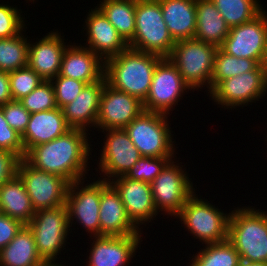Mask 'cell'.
<instances>
[{"mask_svg":"<svg viewBox=\"0 0 267 266\" xmlns=\"http://www.w3.org/2000/svg\"><path fill=\"white\" fill-rule=\"evenodd\" d=\"M260 65L262 66V69L267 79V39H266V45H265V50H264V56H263V59Z\"/></svg>","mask_w":267,"mask_h":266,"instance_id":"cell-44","label":"cell"},{"mask_svg":"<svg viewBox=\"0 0 267 266\" xmlns=\"http://www.w3.org/2000/svg\"><path fill=\"white\" fill-rule=\"evenodd\" d=\"M23 226L20 221L7 215L0 216V250L10 243Z\"/></svg>","mask_w":267,"mask_h":266,"instance_id":"cell-42","label":"cell"},{"mask_svg":"<svg viewBox=\"0 0 267 266\" xmlns=\"http://www.w3.org/2000/svg\"><path fill=\"white\" fill-rule=\"evenodd\" d=\"M140 237L141 235L96 236L90 248L88 266H127L142 242Z\"/></svg>","mask_w":267,"mask_h":266,"instance_id":"cell-20","label":"cell"},{"mask_svg":"<svg viewBox=\"0 0 267 266\" xmlns=\"http://www.w3.org/2000/svg\"><path fill=\"white\" fill-rule=\"evenodd\" d=\"M69 130L71 128L66 122L63 111L58 107L31 113L26 130L21 135L25 155L32 147L54 140Z\"/></svg>","mask_w":267,"mask_h":266,"instance_id":"cell-23","label":"cell"},{"mask_svg":"<svg viewBox=\"0 0 267 266\" xmlns=\"http://www.w3.org/2000/svg\"><path fill=\"white\" fill-rule=\"evenodd\" d=\"M238 208L230 213L228 241L247 262H267V213Z\"/></svg>","mask_w":267,"mask_h":266,"instance_id":"cell-3","label":"cell"},{"mask_svg":"<svg viewBox=\"0 0 267 266\" xmlns=\"http://www.w3.org/2000/svg\"><path fill=\"white\" fill-rule=\"evenodd\" d=\"M100 236L122 237L141 235L127 216L124 204L115 187L101 180V199L99 206ZM140 233V234H139Z\"/></svg>","mask_w":267,"mask_h":266,"instance_id":"cell-17","label":"cell"},{"mask_svg":"<svg viewBox=\"0 0 267 266\" xmlns=\"http://www.w3.org/2000/svg\"><path fill=\"white\" fill-rule=\"evenodd\" d=\"M162 57L128 47L119 55L105 61L106 83L118 91L146 99L154 69Z\"/></svg>","mask_w":267,"mask_h":266,"instance_id":"cell-2","label":"cell"},{"mask_svg":"<svg viewBox=\"0 0 267 266\" xmlns=\"http://www.w3.org/2000/svg\"><path fill=\"white\" fill-rule=\"evenodd\" d=\"M218 47L196 39L176 41L169 60L190 89L207 85L211 91L214 58Z\"/></svg>","mask_w":267,"mask_h":266,"instance_id":"cell-5","label":"cell"},{"mask_svg":"<svg viewBox=\"0 0 267 266\" xmlns=\"http://www.w3.org/2000/svg\"><path fill=\"white\" fill-rule=\"evenodd\" d=\"M144 111L143 102L126 92L118 91L107 83L103 86L96 128L124 129Z\"/></svg>","mask_w":267,"mask_h":266,"instance_id":"cell-15","label":"cell"},{"mask_svg":"<svg viewBox=\"0 0 267 266\" xmlns=\"http://www.w3.org/2000/svg\"><path fill=\"white\" fill-rule=\"evenodd\" d=\"M39 266H64V265L63 264L61 265V264L55 263V261H43Z\"/></svg>","mask_w":267,"mask_h":266,"instance_id":"cell-46","label":"cell"},{"mask_svg":"<svg viewBox=\"0 0 267 266\" xmlns=\"http://www.w3.org/2000/svg\"><path fill=\"white\" fill-rule=\"evenodd\" d=\"M110 183L118 191L127 216L139 228L140 223L151 221L158 214L152 197L151 184L120 176Z\"/></svg>","mask_w":267,"mask_h":266,"instance_id":"cell-18","label":"cell"},{"mask_svg":"<svg viewBox=\"0 0 267 266\" xmlns=\"http://www.w3.org/2000/svg\"><path fill=\"white\" fill-rule=\"evenodd\" d=\"M225 19L211 0H196V31L194 39L218 48L229 33Z\"/></svg>","mask_w":267,"mask_h":266,"instance_id":"cell-26","label":"cell"},{"mask_svg":"<svg viewBox=\"0 0 267 266\" xmlns=\"http://www.w3.org/2000/svg\"><path fill=\"white\" fill-rule=\"evenodd\" d=\"M105 83L104 77L100 81L86 84L75 100L62 108L71 129L88 131L86 127H96L100 98Z\"/></svg>","mask_w":267,"mask_h":266,"instance_id":"cell-24","label":"cell"},{"mask_svg":"<svg viewBox=\"0 0 267 266\" xmlns=\"http://www.w3.org/2000/svg\"><path fill=\"white\" fill-rule=\"evenodd\" d=\"M105 131H108V134L103 151L101 150L99 168L108 177L105 178L104 175L103 180L110 182L117 177L125 176L142 156L125 129Z\"/></svg>","mask_w":267,"mask_h":266,"instance_id":"cell-16","label":"cell"},{"mask_svg":"<svg viewBox=\"0 0 267 266\" xmlns=\"http://www.w3.org/2000/svg\"><path fill=\"white\" fill-rule=\"evenodd\" d=\"M50 81L54 88L57 107L60 109L75 100L86 85L85 82L80 80L59 75Z\"/></svg>","mask_w":267,"mask_h":266,"instance_id":"cell-37","label":"cell"},{"mask_svg":"<svg viewBox=\"0 0 267 266\" xmlns=\"http://www.w3.org/2000/svg\"><path fill=\"white\" fill-rule=\"evenodd\" d=\"M187 89L190 87L175 65L169 58H162L154 69L149 93L143 101L144 111L168 115Z\"/></svg>","mask_w":267,"mask_h":266,"instance_id":"cell-11","label":"cell"},{"mask_svg":"<svg viewBox=\"0 0 267 266\" xmlns=\"http://www.w3.org/2000/svg\"><path fill=\"white\" fill-rule=\"evenodd\" d=\"M104 71L105 62L88 47L70 45L63 53L59 76L90 84L102 80Z\"/></svg>","mask_w":267,"mask_h":266,"instance_id":"cell-22","label":"cell"},{"mask_svg":"<svg viewBox=\"0 0 267 266\" xmlns=\"http://www.w3.org/2000/svg\"><path fill=\"white\" fill-rule=\"evenodd\" d=\"M193 193L183 205L181 212L177 215L184 227L190 231L195 238L204 244L221 243L228 239V225L230 213L219 211L218 208L205 202Z\"/></svg>","mask_w":267,"mask_h":266,"instance_id":"cell-7","label":"cell"},{"mask_svg":"<svg viewBox=\"0 0 267 266\" xmlns=\"http://www.w3.org/2000/svg\"><path fill=\"white\" fill-rule=\"evenodd\" d=\"M266 39L267 14L262 11L251 21L230 28L220 48L234 57L256 60L261 64Z\"/></svg>","mask_w":267,"mask_h":266,"instance_id":"cell-13","label":"cell"},{"mask_svg":"<svg viewBox=\"0 0 267 266\" xmlns=\"http://www.w3.org/2000/svg\"><path fill=\"white\" fill-rule=\"evenodd\" d=\"M19 161L17 155L0 149V185L17 174Z\"/></svg>","mask_w":267,"mask_h":266,"instance_id":"cell-41","label":"cell"},{"mask_svg":"<svg viewBox=\"0 0 267 266\" xmlns=\"http://www.w3.org/2000/svg\"><path fill=\"white\" fill-rule=\"evenodd\" d=\"M1 215H3V213H2V209H1V207H0V216H1Z\"/></svg>","mask_w":267,"mask_h":266,"instance_id":"cell-47","label":"cell"},{"mask_svg":"<svg viewBox=\"0 0 267 266\" xmlns=\"http://www.w3.org/2000/svg\"><path fill=\"white\" fill-rule=\"evenodd\" d=\"M267 93V79L262 66L219 82L211 91L210 96L218 105L236 108L254 102Z\"/></svg>","mask_w":267,"mask_h":266,"instance_id":"cell-12","label":"cell"},{"mask_svg":"<svg viewBox=\"0 0 267 266\" xmlns=\"http://www.w3.org/2000/svg\"><path fill=\"white\" fill-rule=\"evenodd\" d=\"M0 207L4 215L24 225H28L32 220L35 210L24 183L17 174L0 185Z\"/></svg>","mask_w":267,"mask_h":266,"instance_id":"cell-27","label":"cell"},{"mask_svg":"<svg viewBox=\"0 0 267 266\" xmlns=\"http://www.w3.org/2000/svg\"><path fill=\"white\" fill-rule=\"evenodd\" d=\"M67 47L59 33L49 32L38 42H29L27 65L44 81H50L59 75L63 53Z\"/></svg>","mask_w":267,"mask_h":266,"instance_id":"cell-21","label":"cell"},{"mask_svg":"<svg viewBox=\"0 0 267 266\" xmlns=\"http://www.w3.org/2000/svg\"><path fill=\"white\" fill-rule=\"evenodd\" d=\"M1 107L9 126L22 135L26 130L31 113L19 100H11Z\"/></svg>","mask_w":267,"mask_h":266,"instance_id":"cell-40","label":"cell"},{"mask_svg":"<svg viewBox=\"0 0 267 266\" xmlns=\"http://www.w3.org/2000/svg\"><path fill=\"white\" fill-rule=\"evenodd\" d=\"M239 266H267V262H247L241 260Z\"/></svg>","mask_w":267,"mask_h":266,"instance_id":"cell-45","label":"cell"},{"mask_svg":"<svg viewBox=\"0 0 267 266\" xmlns=\"http://www.w3.org/2000/svg\"><path fill=\"white\" fill-rule=\"evenodd\" d=\"M167 115L143 111L124 129L141 156L173 157L174 145Z\"/></svg>","mask_w":267,"mask_h":266,"instance_id":"cell-6","label":"cell"},{"mask_svg":"<svg viewBox=\"0 0 267 266\" xmlns=\"http://www.w3.org/2000/svg\"><path fill=\"white\" fill-rule=\"evenodd\" d=\"M33 233L36 249L43 261H55L70 231L66 204L35 211L27 225ZM69 230V231H68Z\"/></svg>","mask_w":267,"mask_h":266,"instance_id":"cell-8","label":"cell"},{"mask_svg":"<svg viewBox=\"0 0 267 266\" xmlns=\"http://www.w3.org/2000/svg\"><path fill=\"white\" fill-rule=\"evenodd\" d=\"M172 157H145L142 156L128 171L125 177L151 183L162 171Z\"/></svg>","mask_w":267,"mask_h":266,"instance_id":"cell-36","label":"cell"},{"mask_svg":"<svg viewBox=\"0 0 267 266\" xmlns=\"http://www.w3.org/2000/svg\"><path fill=\"white\" fill-rule=\"evenodd\" d=\"M260 64L256 60L237 58L225 53L220 47L214 58V68L211 78V90L221 81L255 70Z\"/></svg>","mask_w":267,"mask_h":266,"instance_id":"cell-30","label":"cell"},{"mask_svg":"<svg viewBox=\"0 0 267 266\" xmlns=\"http://www.w3.org/2000/svg\"><path fill=\"white\" fill-rule=\"evenodd\" d=\"M194 259V260H193ZM192 259L190 266H239L240 256L228 241L206 244Z\"/></svg>","mask_w":267,"mask_h":266,"instance_id":"cell-32","label":"cell"},{"mask_svg":"<svg viewBox=\"0 0 267 266\" xmlns=\"http://www.w3.org/2000/svg\"><path fill=\"white\" fill-rule=\"evenodd\" d=\"M9 75L10 93L13 100H20L32 92L44 80L28 65L11 71Z\"/></svg>","mask_w":267,"mask_h":266,"instance_id":"cell-34","label":"cell"},{"mask_svg":"<svg viewBox=\"0 0 267 266\" xmlns=\"http://www.w3.org/2000/svg\"><path fill=\"white\" fill-rule=\"evenodd\" d=\"M170 160L161 173L150 183L152 197L157 212L165 211L175 217L188 198L195 193L193 184L182 170V167Z\"/></svg>","mask_w":267,"mask_h":266,"instance_id":"cell-10","label":"cell"},{"mask_svg":"<svg viewBox=\"0 0 267 266\" xmlns=\"http://www.w3.org/2000/svg\"><path fill=\"white\" fill-rule=\"evenodd\" d=\"M85 21L87 46L104 62L125 51L129 46L105 15L96 7Z\"/></svg>","mask_w":267,"mask_h":266,"instance_id":"cell-19","label":"cell"},{"mask_svg":"<svg viewBox=\"0 0 267 266\" xmlns=\"http://www.w3.org/2000/svg\"><path fill=\"white\" fill-rule=\"evenodd\" d=\"M98 9L128 43L135 34V1L103 0Z\"/></svg>","mask_w":267,"mask_h":266,"instance_id":"cell-29","label":"cell"},{"mask_svg":"<svg viewBox=\"0 0 267 266\" xmlns=\"http://www.w3.org/2000/svg\"><path fill=\"white\" fill-rule=\"evenodd\" d=\"M23 21L17 7L0 4V39L11 38L22 32L25 25Z\"/></svg>","mask_w":267,"mask_h":266,"instance_id":"cell-38","label":"cell"},{"mask_svg":"<svg viewBox=\"0 0 267 266\" xmlns=\"http://www.w3.org/2000/svg\"><path fill=\"white\" fill-rule=\"evenodd\" d=\"M84 179L71 182L66 195L69 224L76 219L86 231L93 234V238L100 236L99 206L101 199V179L83 185ZM78 187V188H77ZM77 190V191H76ZM74 217V218H73Z\"/></svg>","mask_w":267,"mask_h":266,"instance_id":"cell-14","label":"cell"},{"mask_svg":"<svg viewBox=\"0 0 267 266\" xmlns=\"http://www.w3.org/2000/svg\"><path fill=\"white\" fill-rule=\"evenodd\" d=\"M175 43L163 19L160 2L135 1V34L128 46L134 50L168 58Z\"/></svg>","mask_w":267,"mask_h":266,"instance_id":"cell-4","label":"cell"},{"mask_svg":"<svg viewBox=\"0 0 267 266\" xmlns=\"http://www.w3.org/2000/svg\"><path fill=\"white\" fill-rule=\"evenodd\" d=\"M13 100L10 93L8 72L0 71V106Z\"/></svg>","mask_w":267,"mask_h":266,"instance_id":"cell-43","label":"cell"},{"mask_svg":"<svg viewBox=\"0 0 267 266\" xmlns=\"http://www.w3.org/2000/svg\"><path fill=\"white\" fill-rule=\"evenodd\" d=\"M29 42L20 32L11 38L0 39V71L11 72L28 64Z\"/></svg>","mask_w":267,"mask_h":266,"instance_id":"cell-33","label":"cell"},{"mask_svg":"<svg viewBox=\"0 0 267 266\" xmlns=\"http://www.w3.org/2000/svg\"><path fill=\"white\" fill-rule=\"evenodd\" d=\"M42 262L33 233L27 225L0 250V266H39Z\"/></svg>","mask_w":267,"mask_h":266,"instance_id":"cell-28","label":"cell"},{"mask_svg":"<svg viewBox=\"0 0 267 266\" xmlns=\"http://www.w3.org/2000/svg\"><path fill=\"white\" fill-rule=\"evenodd\" d=\"M229 28L249 22L258 16L263 7L257 0H211Z\"/></svg>","mask_w":267,"mask_h":266,"instance_id":"cell-31","label":"cell"},{"mask_svg":"<svg viewBox=\"0 0 267 266\" xmlns=\"http://www.w3.org/2000/svg\"><path fill=\"white\" fill-rule=\"evenodd\" d=\"M162 16L173 40L194 39L196 0H158Z\"/></svg>","mask_w":267,"mask_h":266,"instance_id":"cell-25","label":"cell"},{"mask_svg":"<svg viewBox=\"0 0 267 266\" xmlns=\"http://www.w3.org/2000/svg\"><path fill=\"white\" fill-rule=\"evenodd\" d=\"M0 149L12 152L20 159L25 158L21 135L12 129L6 121L0 106Z\"/></svg>","mask_w":267,"mask_h":266,"instance_id":"cell-39","label":"cell"},{"mask_svg":"<svg viewBox=\"0 0 267 266\" xmlns=\"http://www.w3.org/2000/svg\"><path fill=\"white\" fill-rule=\"evenodd\" d=\"M19 101L30 113L46 111L57 107L51 81H43L32 92Z\"/></svg>","mask_w":267,"mask_h":266,"instance_id":"cell-35","label":"cell"},{"mask_svg":"<svg viewBox=\"0 0 267 266\" xmlns=\"http://www.w3.org/2000/svg\"><path fill=\"white\" fill-rule=\"evenodd\" d=\"M86 131L71 129L47 143L32 147L25 160L34 168L61 176L69 183L84 179L91 146Z\"/></svg>","mask_w":267,"mask_h":266,"instance_id":"cell-1","label":"cell"},{"mask_svg":"<svg viewBox=\"0 0 267 266\" xmlns=\"http://www.w3.org/2000/svg\"><path fill=\"white\" fill-rule=\"evenodd\" d=\"M17 175L24 183L35 211L64 205L69 182L59 175L47 173L20 159Z\"/></svg>","mask_w":267,"mask_h":266,"instance_id":"cell-9","label":"cell"}]
</instances>
